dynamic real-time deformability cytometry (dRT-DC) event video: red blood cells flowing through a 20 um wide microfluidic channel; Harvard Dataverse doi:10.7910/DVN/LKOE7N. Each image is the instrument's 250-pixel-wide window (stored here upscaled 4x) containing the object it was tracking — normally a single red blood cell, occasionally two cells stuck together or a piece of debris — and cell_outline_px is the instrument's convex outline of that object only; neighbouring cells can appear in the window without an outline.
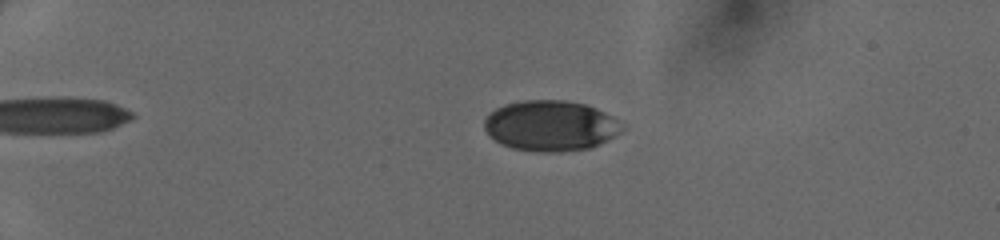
{"species": "human", "species_latin": "Homo sapiens", "temperature_condition": "cold", "stored_images_in_passage": 39, "camera_frame_rate_fps": 3000, "um_per_image_px": 0.085, "donor": {"sex": "female"}, "frame": {"image": 1, "passage_image": 2, "time_ms": 0.333, "image_size_px": [1000, 240], "cell_outline_px": [[624, 128], [620, 132], [588, 148], [560, 152], [536, 152], [512, 148], [500, 144], [488, 136], [484, 128], [484, 120], [488, 112], [504, 104], [524, 100], [564, 100], [584, 104], [596, 108], [612, 116]], "centroid_in_image_um": [46.71, 10.68], "position_along_channel_um": 38.3, "area_um2": 40.52}}
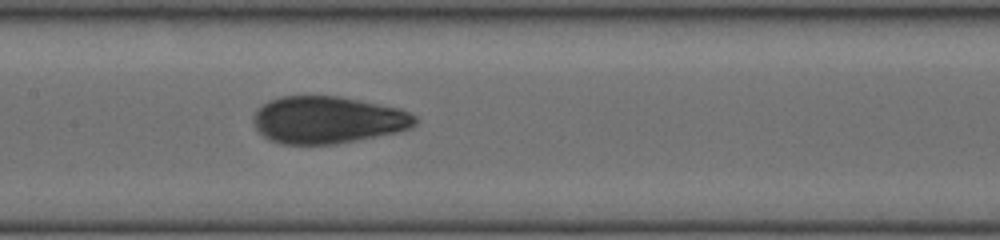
{"frame": {"image": 2, "passage_image": 17, "time_ms": 5.333, "image_size_px": [1000, 240], "cell_outline_px": [[420, 120], [412, 128], [396, 132], [336, 144], [280, 144], [268, 140], [256, 128], [252, 120], [252, 116], [268, 100], [280, 96], [340, 96], [400, 108], [416, 116]], "centroid_in_image_um": [27.86, 10.19], "position_along_channel_um": 179.5, "area_um2": 44.62}}
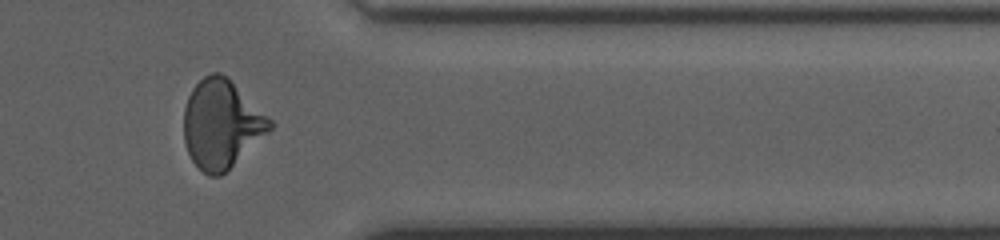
{"frame": {"image": 3, "passage_image": 32, "time_ms": 10.333, "image_size_px": [1000, 240], "cell_outline_px": [[272, 128], [268, 132], [220, 176], [208, 176], [192, 160], [188, 152], [184, 140], [184, 108], [188, 96], [192, 88], [204, 76], [212, 72], [220, 72], [228, 76], [272, 120]], "centroid_in_image_um": [18.81, 10.51], "position_along_channel_um": 392.6, "area_um2": 43.99}}